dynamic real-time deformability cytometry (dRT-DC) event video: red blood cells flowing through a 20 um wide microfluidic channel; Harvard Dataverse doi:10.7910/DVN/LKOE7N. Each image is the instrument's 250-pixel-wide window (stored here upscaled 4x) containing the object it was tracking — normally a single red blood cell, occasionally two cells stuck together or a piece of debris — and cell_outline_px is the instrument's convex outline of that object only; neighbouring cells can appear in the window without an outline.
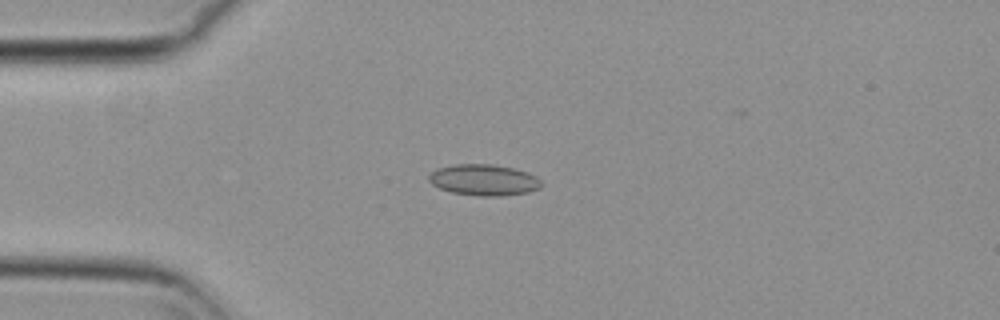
{"species": "common noctule bat (a hibernating species)", "species_latin": "Nyctalus noctula", "temperature_condition": "cold", "stored_images_in_passage": 39, "camera_frame_rate_fps": 3000, "um_per_image_px": 0.085, "animal": {"sex": "female", "body_mass_g": 29.2, "forearm_length_mm": 56.3}, "frame": {"image": 1, "passage_image": 13, "time_ms": 4.0, "image_size_px": [1000, 320], "cell_outline_px": [[544, 184], [540, 188], [528, 192], [504, 196], [476, 196], [452, 192], [440, 188], [432, 184], [428, 180], [428, 176], [436, 168], [456, 164], [492, 164], [516, 168], [528, 172], [536, 176]], "centroid_in_image_um": [41.16, 15.29], "position_along_channel_um": 43.8, "area_um2": 20.69}}
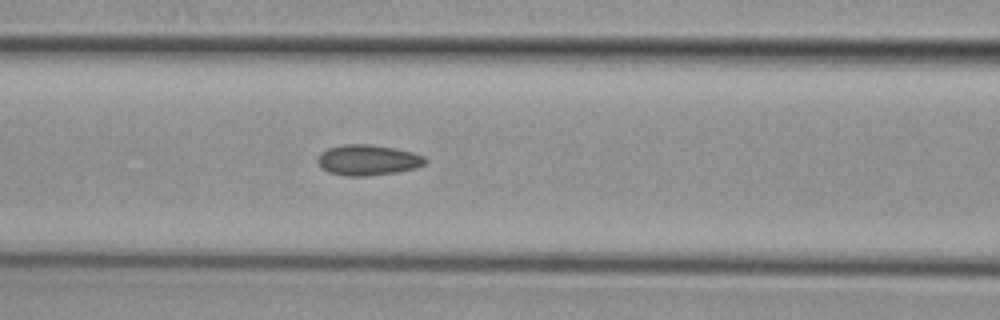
{"frame": {"image": 2, "passage_image": 22, "time_ms": 7.0, "image_size_px": [1000, 320], "cell_outline_px": [[428, 160], [424, 164], [416, 168], [396, 172], [368, 176], [348, 176], [328, 172], [320, 168], [316, 160], [320, 152], [328, 148], [344, 144], [368, 144], [392, 148], [412, 152], [424, 156]], "centroid_in_image_um": [31.23, 13.61], "position_along_channel_um": 135.4, "area_um2": 19.25}}
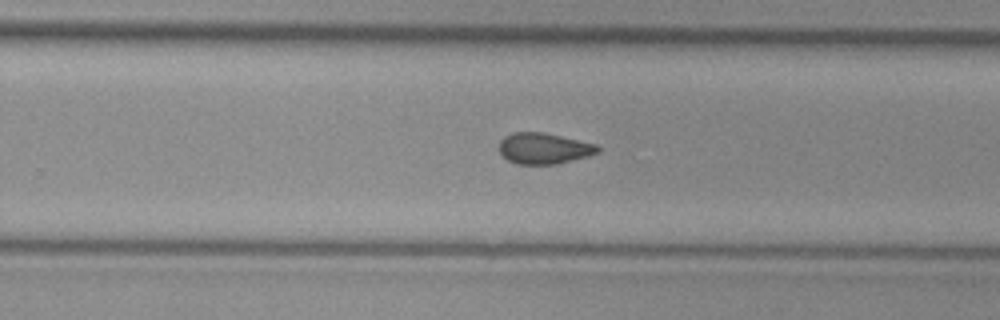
{"frame": {"image": 3, "passage_image": 34, "time_ms": 11.0, "image_size_px": [1000, 320], "cell_outline_px": [[600, 152], [588, 156], [556, 164], [516, 164], [508, 160], [500, 152], [500, 140], [504, 136], [512, 132], [544, 132], [596, 144], [600, 148]], "centroid_in_image_um": [46.23, 12.61], "position_along_channel_um": 283.6, "area_um2": 17.8}}